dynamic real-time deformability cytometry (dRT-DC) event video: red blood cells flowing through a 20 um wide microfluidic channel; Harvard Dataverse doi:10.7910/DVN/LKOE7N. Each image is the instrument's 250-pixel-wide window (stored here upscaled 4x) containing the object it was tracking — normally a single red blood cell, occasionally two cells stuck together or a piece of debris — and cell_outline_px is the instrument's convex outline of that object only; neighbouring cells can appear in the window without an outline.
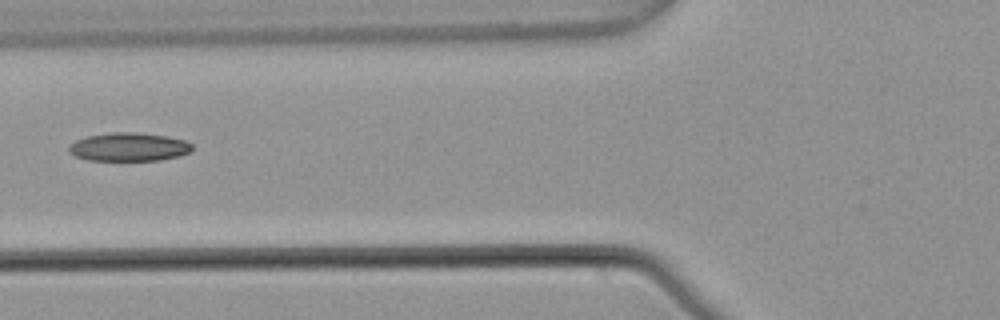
{"species": "common noctule bat (a hibernating species)", "species_latin": "Nyctalus noctula", "temperature_condition": "warm", "stored_images_in_passage": 3, "camera_frame_rate_fps": 3000, "um_per_image_px": 0.085, "animal": {"sex": "male", "body_mass_g": 21.5, "forearm_length_mm": 52.0}, "frame": {"image": 1, "passage_image": 3, "time_ms": 0.667, "image_size_px": [1000, 320], "cell_outline_px": [[192, 152], [180, 156], [160, 160], [88, 160], [76, 156], [68, 152], [68, 148], [76, 140], [84, 136], [112, 132], [136, 132], [168, 136], [184, 140], [192, 144]], "centroid_in_image_um": [10.97, 12.48], "position_along_channel_um": 114.8, "area_um2": 20.58}}